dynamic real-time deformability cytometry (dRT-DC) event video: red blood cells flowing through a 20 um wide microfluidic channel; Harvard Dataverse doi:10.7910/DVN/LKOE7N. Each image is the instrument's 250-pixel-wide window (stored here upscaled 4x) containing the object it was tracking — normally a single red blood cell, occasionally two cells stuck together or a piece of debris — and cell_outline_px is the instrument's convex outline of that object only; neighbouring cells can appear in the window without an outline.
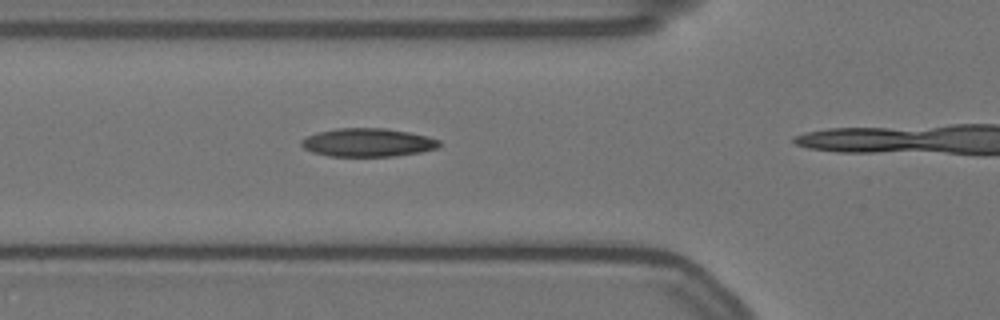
{"species": "Egyptian fruit bat (a non-hibernating species)", "species_latin": "Rousettus aegyptiacus", "temperature_condition": "warm", "stored_images_in_passage": 11, "camera_frame_rate_fps": 3000, "um_per_image_px": 0.085, "animal": {"sex": "female"}, "frame": {"image": 1, "passage_image": 7, "time_ms": 2.0, "image_size_px": [1000, 320], "cell_outline_px": [[440, 144], [436, 148], [420, 152], [396, 156], [328, 156], [312, 152], [304, 148], [300, 144], [300, 140], [316, 132], [336, 128], [384, 128], [408, 132], [428, 136], [440, 140]], "centroid_in_image_um": [31.23, 12.11], "position_along_channel_um": 94.6, "area_um2": 22.83}}
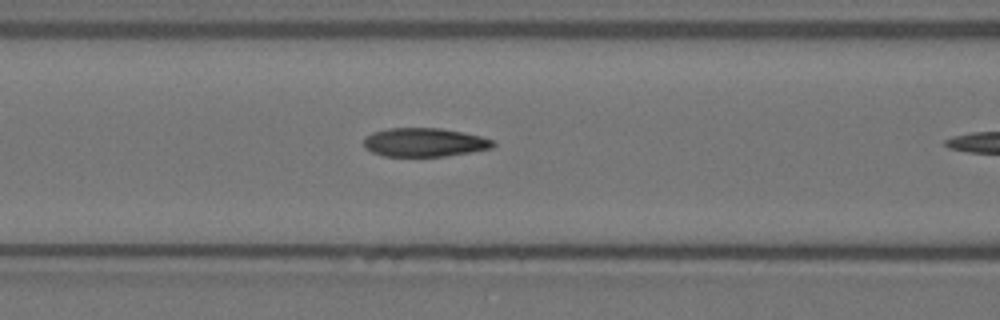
{"frame": {"image": 2, "passage_image": 10, "time_ms": 3.0, "image_size_px": [1000, 320], "cell_outline_px": [[496, 144], [492, 148], [444, 156], [384, 156], [372, 152], [364, 148], [364, 136], [372, 132], [388, 128], [440, 128], [464, 132], [496, 140]], "centroid_in_image_um": [36.07, 12.09], "position_along_channel_um": 130.5, "area_um2": 21.73}}